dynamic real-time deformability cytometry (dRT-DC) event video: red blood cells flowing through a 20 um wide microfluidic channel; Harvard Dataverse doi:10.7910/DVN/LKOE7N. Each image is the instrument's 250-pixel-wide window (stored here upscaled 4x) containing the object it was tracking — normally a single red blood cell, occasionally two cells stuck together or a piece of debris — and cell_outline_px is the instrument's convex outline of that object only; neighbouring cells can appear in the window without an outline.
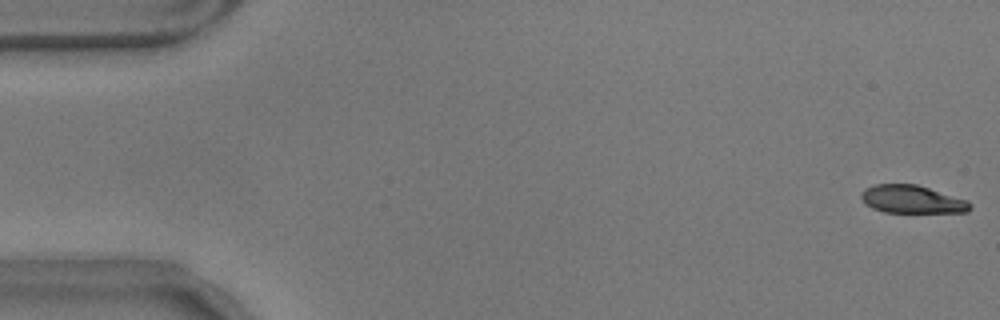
{"species": "common noctule bat (a hibernating species)", "species_latin": "Nyctalus noctula", "temperature_condition": "warm", "stored_images_in_passage": 57, "camera_frame_rate_fps": 3000, "um_per_image_px": 0.085, "animal": {"sex": "male", "body_mass_g": 17.9}, "frame": {"image": 1, "passage_image": 1, "time_ms": 0.0, "image_size_px": [1000, 320], "cell_outline_px": [[972, 208], [968, 212], [884, 212], [872, 208], [864, 204], [860, 196], [860, 192], [864, 188], [872, 184], [916, 184], [968, 200], [972, 204]], "centroid_in_image_um": [77.49, 16.94], "position_along_channel_um": 7.5, "area_um2": 17.92}}
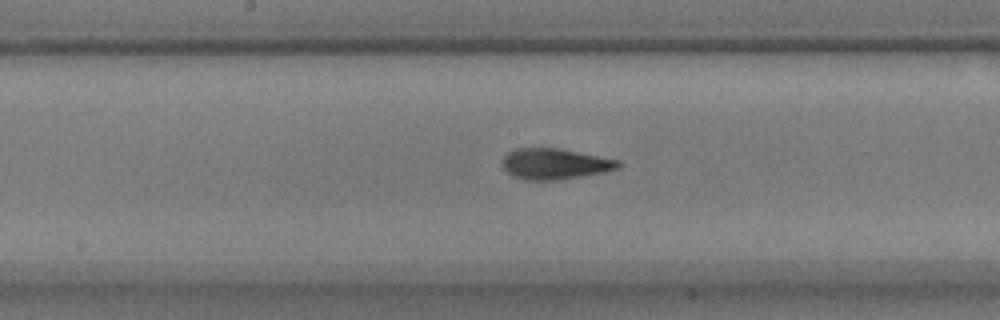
{"frame": {"image": 2, "passage_image": 29, "time_ms": 9.333, "image_size_px": [1000, 320], "cell_outline_px": [[624, 164], [616, 168], [604, 172], [580, 176], [552, 180], [524, 180], [508, 172], [500, 164], [500, 160], [508, 152], [516, 148], [560, 148], [620, 160]], "centroid_in_image_um": [47.15, 13.91], "position_along_channel_um": 201.1, "area_um2": 20.81}}
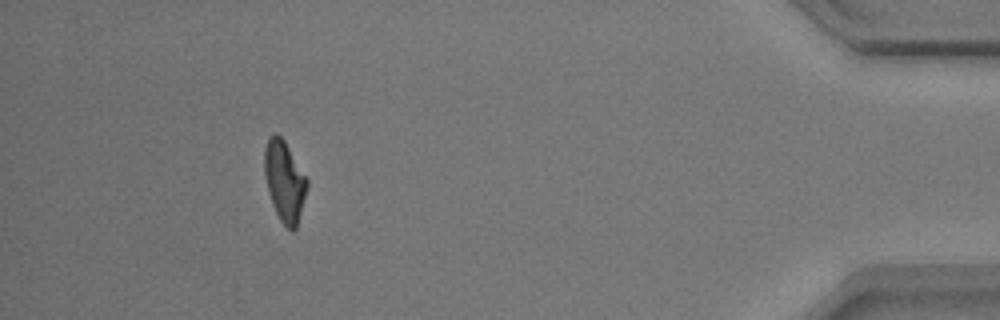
{"frame": {"image": 3, "passage_image": 52, "time_ms": 17.0, "image_size_px": [1000, 320], "cell_outline_px": [[308, 184], [296, 228], [292, 232], [280, 220], [272, 204], [268, 192], [264, 172], [264, 148], [268, 136], [276, 132], [284, 140], [308, 180]], "centroid_in_image_um": [24.16, 15.37], "position_along_channel_um": 411.0, "area_um2": 19.88}, "authors_computed_cell_mechanics": {"area_um2": 20.2878, "velocity_mm_per_s": 3.5327, "shape_relaxation_time_tau1_ms": 7.5402, "shape_relaxation_time_tau2_ms": 1.3076, "deformation_change_tau1": 0.2067, "deformation_change_tau2": 0.0773}}